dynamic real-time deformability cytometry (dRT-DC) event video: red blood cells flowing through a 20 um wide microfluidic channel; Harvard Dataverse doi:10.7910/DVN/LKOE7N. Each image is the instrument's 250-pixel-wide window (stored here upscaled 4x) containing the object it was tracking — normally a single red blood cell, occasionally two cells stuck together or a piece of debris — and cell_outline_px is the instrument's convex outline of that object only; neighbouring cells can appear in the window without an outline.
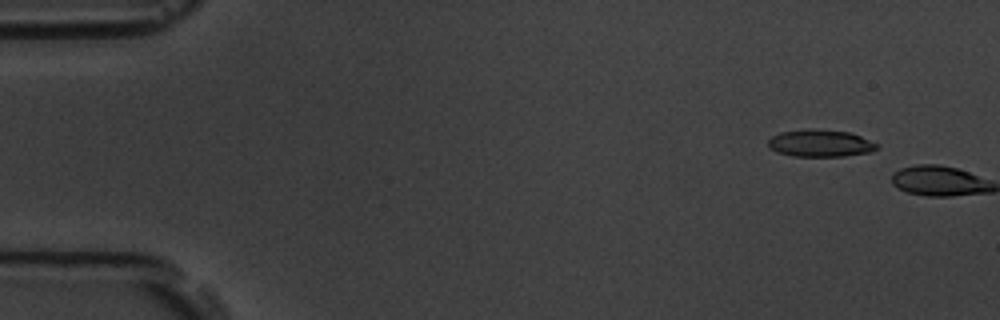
{"species": "common noctule bat (a hibernating species)", "species_latin": "Nyctalus noctula", "temperature_condition": "room temperature", "stored_images_in_passage": 3, "camera_frame_rate_fps": 3000, "um_per_image_px": 0.085, "animal": {"sex": "male", "body_mass_g": 19.5, "forearm_length_mm": 54.6}, "frame": {"image": 1, "passage_image": 2, "time_ms": 1.0, "image_size_px": [1000, 320], "cell_outline_px": [[880, 148], [872, 152], [844, 156], [792, 156], [776, 152], [768, 148], [768, 140], [772, 136], [780, 132], [808, 128], [812, 128], [848, 132], [860, 136], [880, 144]], "centroid_in_image_um": [69.73, 12.17], "position_along_channel_um": 15.3, "area_um2": 17.51}}